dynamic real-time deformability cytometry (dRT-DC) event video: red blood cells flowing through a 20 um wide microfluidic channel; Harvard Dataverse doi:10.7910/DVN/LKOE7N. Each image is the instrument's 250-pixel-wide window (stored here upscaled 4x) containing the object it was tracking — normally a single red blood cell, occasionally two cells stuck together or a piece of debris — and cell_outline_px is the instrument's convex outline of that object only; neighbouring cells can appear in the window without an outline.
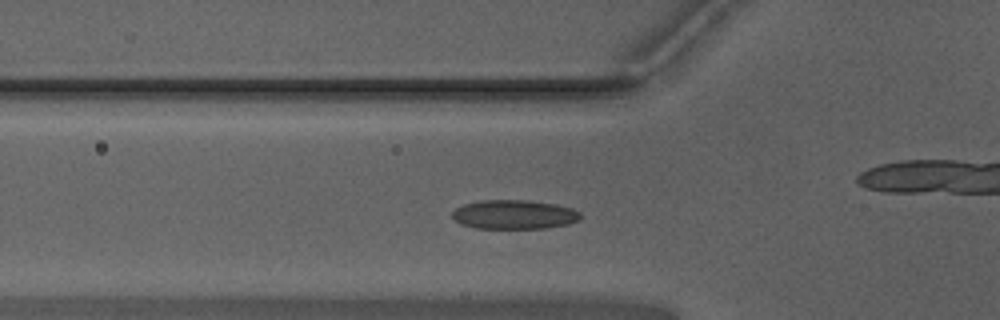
{"species": "Egyptian fruit bat (a non-hibernating species)", "species_latin": "Rousettus aegyptiacus", "temperature_condition": "warm", "stored_images_in_passage": 43, "camera_frame_rate_fps": 3000, "um_per_image_px": 0.085, "animal": {"sex": "male"}, "frame": {"image": 1, "passage_image": 14, "time_ms": 4.333, "image_size_px": [1000, 320], "cell_outline_px": [[580, 220], [568, 224], [548, 228], [476, 228], [460, 224], [452, 216], [452, 212], [456, 208], [464, 204], [480, 200], [528, 200], [556, 204], [572, 208], [580, 212]], "centroid_in_image_um": [43.72, 18.23], "position_along_channel_um": 82.1, "area_um2": 21.85}}
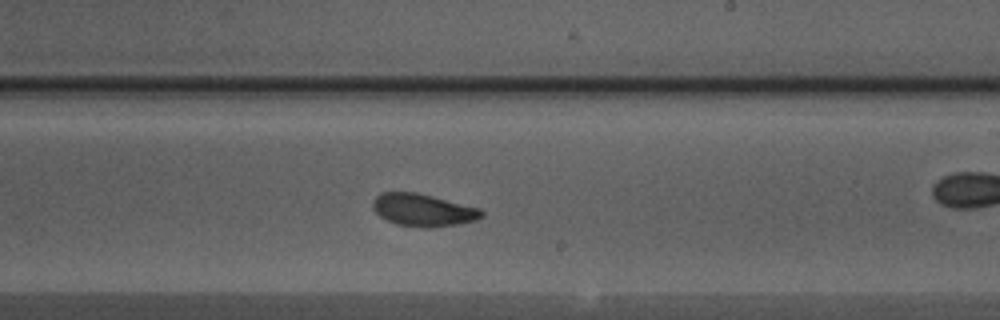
{"frame": {"image": 2, "passage_image": 27, "time_ms": 8.667, "image_size_px": [1000, 320], "cell_outline_px": [[484, 216], [476, 220], [460, 224], [428, 228], [420, 228], [396, 224], [380, 216], [372, 208], [372, 200], [380, 192], [416, 192], [480, 208], [484, 212]], "centroid_in_image_um": [35.96, 17.86], "position_along_channel_um": 253.0, "area_um2": 20.75}}
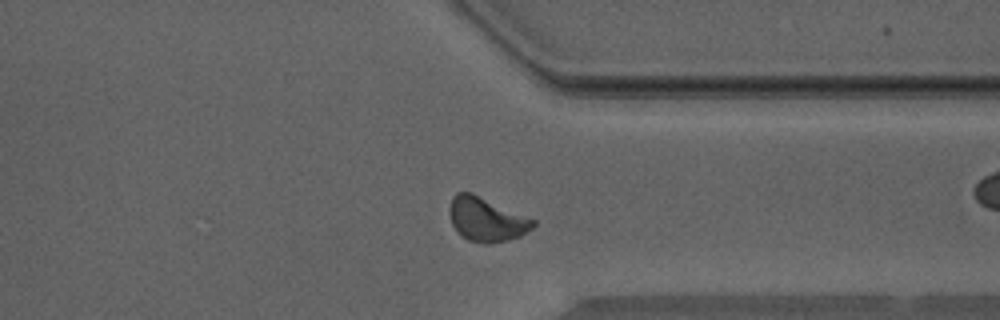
{"frame": {"image": 3, "passage_image": 36, "time_ms": 11.667, "image_size_px": [1000, 320], "cell_outline_px": [[536, 224], [532, 228], [520, 236], [508, 240], [492, 244], [484, 244], [468, 240], [452, 224], [448, 212], [448, 208], [452, 196], [456, 192], [472, 192], [536, 220]], "centroid_in_image_um": [41.34, 18.63], "position_along_channel_um": 370.1, "area_um2": 21.56}, "authors_computed_cell_mechanics": {"area_um2": 20.7502, "velocity_mm_per_s": 3.9391, "shape_relaxation_time_tau1_ms": 2.3951, "shape_relaxation_time_tau2_ms": 3.1013, "deformation_change_tau1": 0.0883, "deformation_change_tau2": 0.0769}}